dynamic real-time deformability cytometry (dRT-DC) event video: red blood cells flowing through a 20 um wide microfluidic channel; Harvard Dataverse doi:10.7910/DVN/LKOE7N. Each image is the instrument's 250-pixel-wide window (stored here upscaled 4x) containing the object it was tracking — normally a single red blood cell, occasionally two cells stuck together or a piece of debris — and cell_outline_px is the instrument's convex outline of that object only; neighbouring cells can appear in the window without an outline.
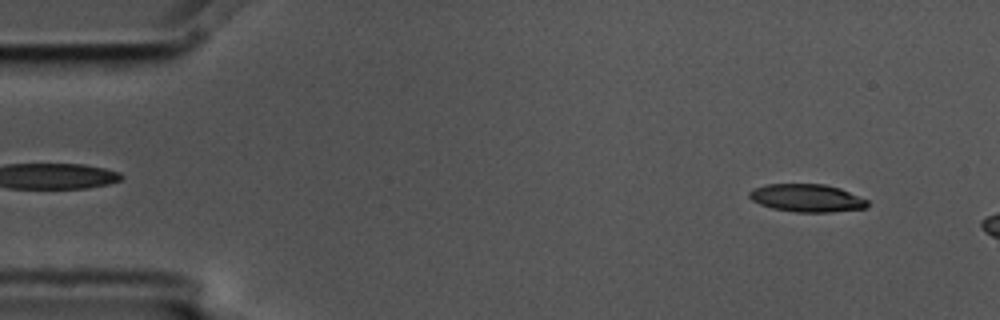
{"species": "common noctule bat (a hibernating species)", "species_latin": "Nyctalus noctula", "temperature_condition": "cold", "stored_images_in_passage": 2, "camera_frame_rate_fps": 3000, "um_per_image_px": 0.085, "animal": {"sex": "male", "body_mass_g": 17.5, "forearm_length_mm": 52.3}, "frame": {"image": 1, "passage_image": 1, "time_ms": 0.0, "image_size_px": [1000, 320], "cell_outline_px": [[868, 204], [864, 208], [832, 212], [796, 212], [772, 208], [760, 204], [752, 200], [748, 196], [748, 192], [752, 188], [768, 184], [824, 184], [840, 188], [868, 200]], "centroid_in_image_um": [68.55, 16.83], "position_along_channel_um": 16.4, "area_um2": 19.13}}